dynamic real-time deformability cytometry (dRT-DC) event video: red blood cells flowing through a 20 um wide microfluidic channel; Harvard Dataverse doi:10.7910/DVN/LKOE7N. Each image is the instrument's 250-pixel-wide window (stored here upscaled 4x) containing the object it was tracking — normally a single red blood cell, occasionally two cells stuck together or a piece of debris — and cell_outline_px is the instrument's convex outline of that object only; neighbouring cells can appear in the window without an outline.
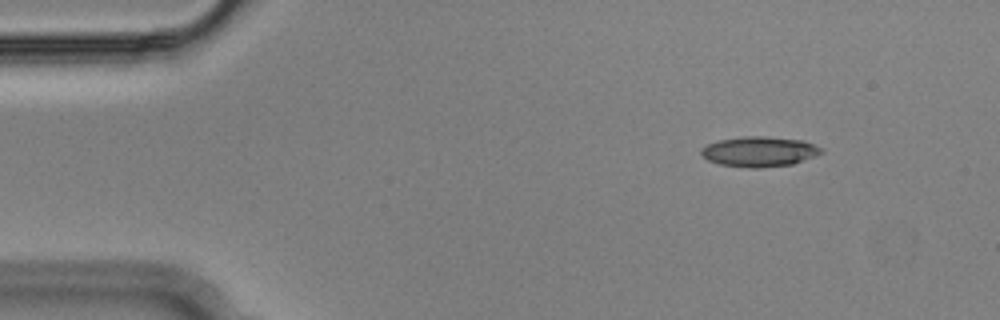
{"species": "Egyptian fruit bat (a non-hibernating species)", "species_latin": "Rousettus aegyptiacus", "temperature_condition": "cold", "stored_images_in_passage": 49, "segment_of_instrument_passage": [1, 2], "camera_frame_rate_fps": 3000, "um_per_image_px": 0.085, "animal": {"sex": "male"}, "frame": {"image": 1, "passage_image": 1, "time_ms": 0.0, "image_size_px": [1000, 320], "cell_outline_px": [[824, 152], [816, 156], [792, 164], [756, 168], [752, 168], [720, 164], [708, 160], [700, 152], [700, 148], [708, 144], [720, 140], [744, 136], [764, 136], [804, 140], [820, 148]], "centroid_in_image_um": [64.55, 12.88], "position_along_channel_um": 20.5, "area_um2": 20.92}}
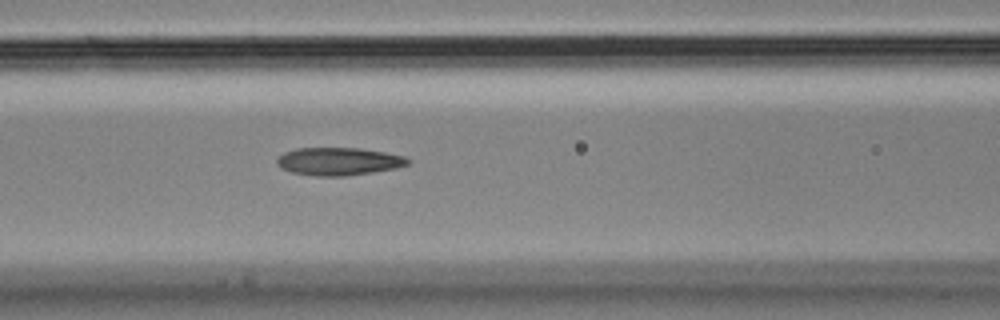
{"frame": {"image": 2, "passage_image": 17, "time_ms": 5.333, "image_size_px": [1000, 320], "cell_outline_px": [[412, 160], [408, 164], [396, 168], [372, 172], [344, 176], [316, 176], [292, 172], [280, 168], [276, 164], [276, 160], [284, 152], [296, 148], [360, 148], [384, 152], [404, 156]], "centroid_in_image_um": [28.78, 13.71], "position_along_channel_um": 137.8, "area_um2": 21.21}}
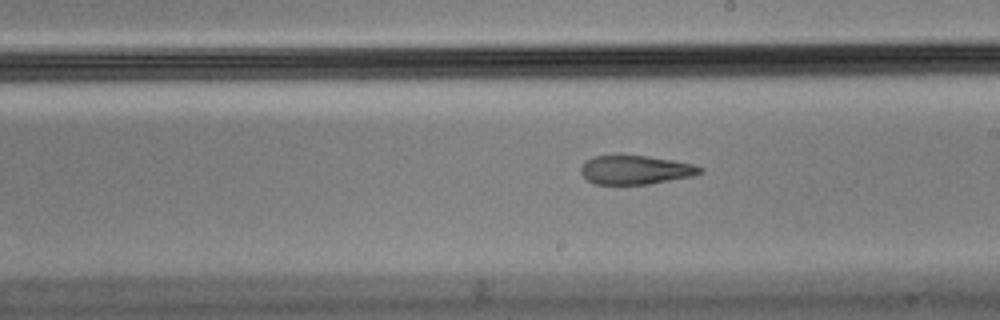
{"frame": {"image": 3, "passage_image": 25, "time_ms": 8.0, "image_size_px": [1000, 320], "cell_outline_px": [[704, 172], [692, 176], [648, 184], [596, 184], [588, 180], [580, 172], [580, 168], [588, 160], [596, 156], [648, 156], [696, 164], [704, 168]], "centroid_in_image_um": [54.08, 14.44], "position_along_channel_um": 234.9, "area_um2": 19.83}}